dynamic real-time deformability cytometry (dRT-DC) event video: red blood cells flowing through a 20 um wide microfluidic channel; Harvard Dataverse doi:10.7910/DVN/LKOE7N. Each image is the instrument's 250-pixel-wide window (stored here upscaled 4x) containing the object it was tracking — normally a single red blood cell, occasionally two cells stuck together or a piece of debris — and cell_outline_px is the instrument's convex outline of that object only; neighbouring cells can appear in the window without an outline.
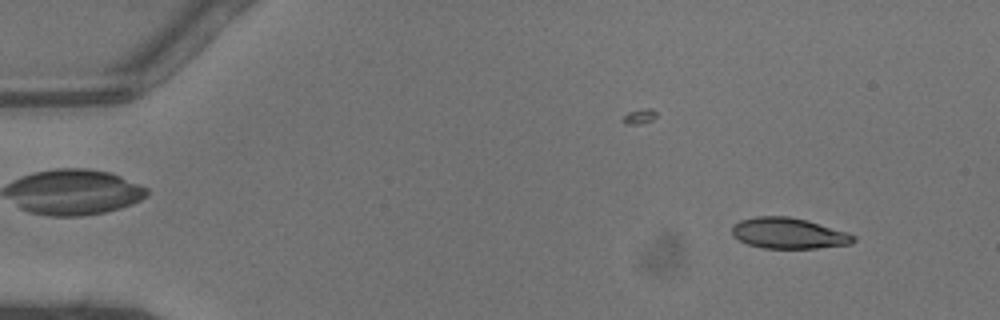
{"species": "common noctule bat (a hibernating species)", "species_latin": "Nyctalus noctula", "temperature_condition": "warm", "stored_images_in_passage": 44, "camera_frame_rate_fps": 3000, "um_per_image_px": 0.085, "animal": {"sex": "male", "body_mass_g": 13.3}, "frame": {"image": 1, "passage_image": 3, "time_ms": 0.667, "image_size_px": [1000, 320], "cell_outline_px": [[856, 240], [852, 244], [816, 248], [764, 248], [748, 244], [732, 236], [732, 224], [740, 220], [756, 216], [788, 216], [808, 220], [848, 232], [856, 236]], "centroid_in_image_um": [67.05, 19.82], "position_along_channel_um": 18.0, "area_um2": 22.02}}
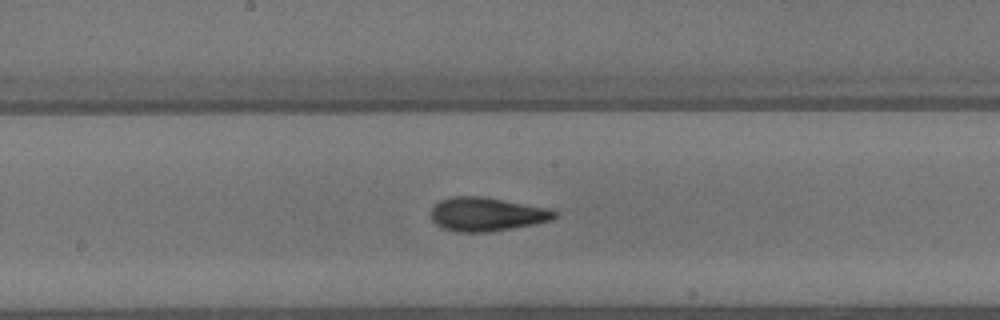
{"frame": {"image": 2, "passage_image": 23, "time_ms": 7.333, "image_size_px": [1000, 320], "cell_outline_px": [[560, 212], [552, 220], [492, 232], [456, 232], [444, 228], [436, 224], [432, 220], [432, 208], [440, 200], [452, 196], [484, 196], [552, 208]], "centroid_in_image_um": [41.42, 18.2], "position_along_channel_um": 206.8, "area_um2": 24.57}}
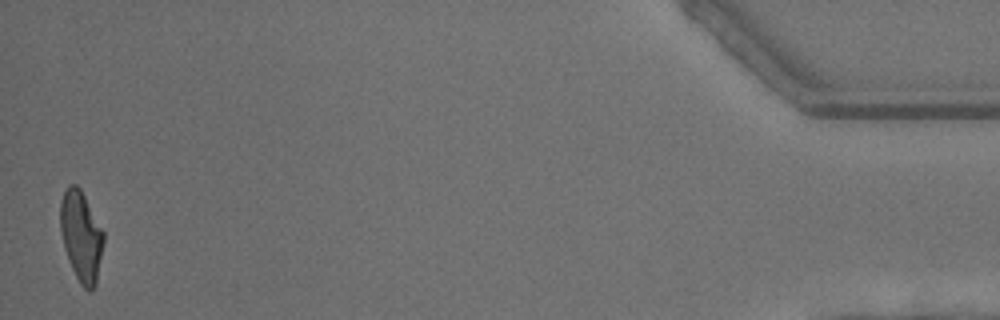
{"frame": {"image": 3, "passage_image": 44, "time_ms": 14.333, "image_size_px": [1000, 320], "cell_outline_px": [[104, 240], [96, 284], [88, 292], [80, 284], [68, 260], [64, 248], [60, 228], [60, 200], [68, 184], [76, 184], [80, 188], [104, 232]], "centroid_in_image_um": [6.89, 20.06], "position_along_channel_um": 428.3, "area_um2": 22.72}, "authors_computed_cell_mechanics": {"area_um2": 23.3223, "velocity_mm_per_s": 4.5064, "shape_relaxation_time_tau1_ms": 3.3536, "shape_relaxation_time_tau2_ms": 1.5458, "deformation_change_tau1": 0.1673, "deformation_change_tau2": 0.087}}